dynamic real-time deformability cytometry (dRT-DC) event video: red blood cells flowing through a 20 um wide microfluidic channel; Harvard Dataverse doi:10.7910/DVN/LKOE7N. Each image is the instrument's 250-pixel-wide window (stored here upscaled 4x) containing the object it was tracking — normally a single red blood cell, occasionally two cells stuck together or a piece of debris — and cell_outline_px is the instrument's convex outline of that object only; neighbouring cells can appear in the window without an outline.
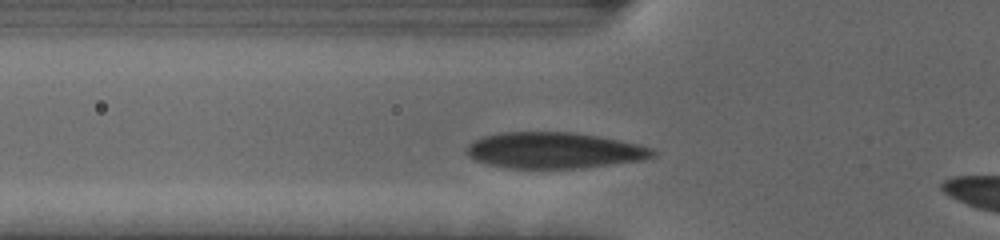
{"species": "human", "species_latin": "Homo sapiens", "temperature_condition": "cold", "stored_images_in_passage": 29, "camera_frame_rate_fps": 3000, "um_per_image_px": 0.085, "donor": {"sex": "female"}, "frame": {"image": 1, "passage_image": 2, "time_ms": 0.333, "image_size_px": [1000, 240], "cell_outline_px": [[656, 156], [640, 160], [584, 168], [508, 168], [488, 164], [476, 160], [468, 156], [464, 152], [468, 144], [484, 136], [500, 132], [572, 132], [596, 136], [636, 144], [652, 148], [656, 152]], "centroid_in_image_um": [47.06, 12.79], "position_along_channel_um": 78.7, "area_um2": 38.96}}
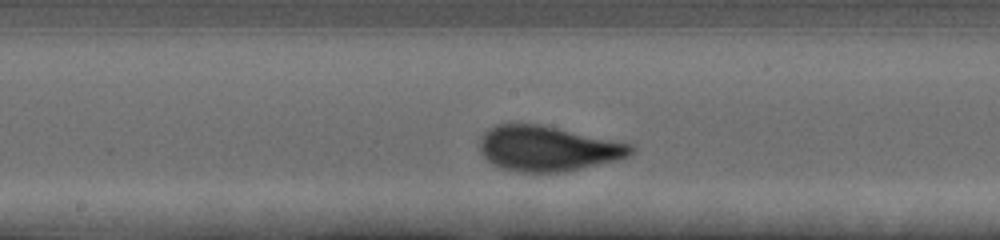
{"frame": {"image": 2, "passage_image": 12, "time_ms": 3.667, "image_size_px": [1000, 240], "cell_outline_px": [[636, 148], [628, 156], [616, 160], [564, 172], [516, 172], [500, 168], [492, 164], [480, 152], [480, 136], [488, 128], [496, 124], [540, 124], [632, 144]], "centroid_in_image_um": [46.52, 12.62], "position_along_channel_um": 201.7, "area_um2": 39.82}}
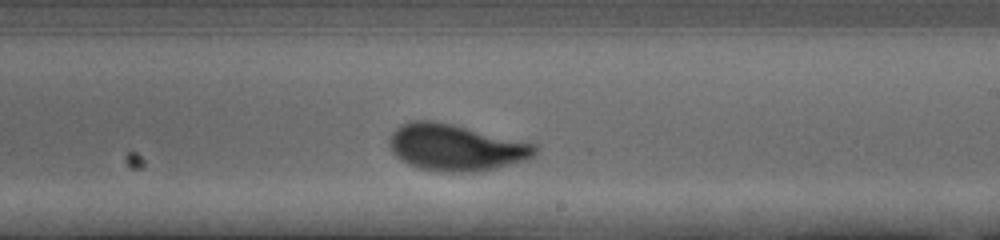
{"frame": {"image": 3, "passage_image": 16, "time_ms": 5.0, "image_size_px": [1000, 240], "cell_outline_px": [[540, 148], [536, 156], [524, 160], [496, 168], [480, 172], [440, 172], [420, 168], [408, 164], [400, 160], [392, 152], [388, 144], [388, 140], [392, 132], [400, 124], [412, 120], [428, 120], [452, 124], [536, 144]], "centroid_in_image_um": [38.73, 12.54], "position_along_channel_um": 250.3, "area_um2": 39.77}, "authors_computed_cell_mechanics": {"area_um2": 38.3792, "velocity_mm_per_s": 3.6803, "shape_relaxation_time_tau1_ms": 3.0368, "shape_relaxation_time_tau2_ms": null, "deformation_change_tau1": 0.1649, "deformation_change_tau2": null}}